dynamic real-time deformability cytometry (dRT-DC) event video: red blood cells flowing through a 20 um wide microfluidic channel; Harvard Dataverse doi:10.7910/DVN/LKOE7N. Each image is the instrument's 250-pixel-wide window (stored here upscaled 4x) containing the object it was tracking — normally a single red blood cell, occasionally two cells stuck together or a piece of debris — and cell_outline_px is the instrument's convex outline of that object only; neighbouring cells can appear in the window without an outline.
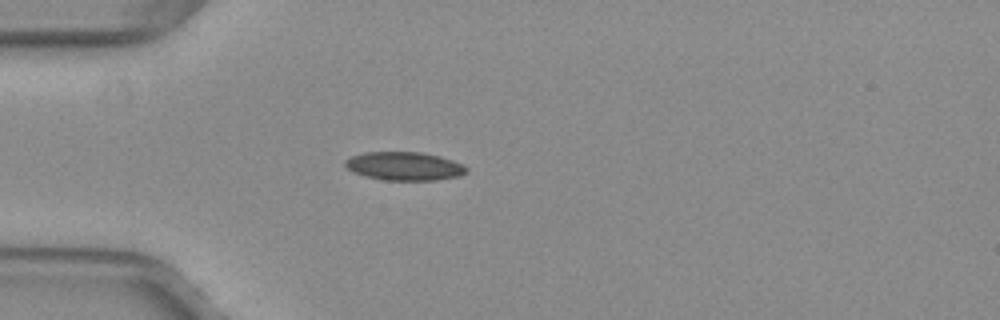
{"species": "common noctule bat (a hibernating species)", "species_latin": "Nyctalus noctula", "temperature_condition": "warm", "stored_images_in_passage": 38, "camera_frame_rate_fps": 3000, "um_per_image_px": 0.085, "animal": {"sex": "female", "body_mass_g": 29.2, "forearm_length_mm": 56.3}, "frame": {"image": 1, "passage_image": 1, "time_ms": 0.0, "image_size_px": [1000, 320], "cell_outline_px": [[468, 172], [460, 176], [436, 180], [384, 180], [364, 176], [352, 172], [344, 164], [344, 160], [352, 156], [364, 152], [420, 152], [440, 156], [464, 164], [468, 168]], "centroid_in_image_um": [34.38, 14.12], "position_along_channel_um": 50.6, "area_um2": 20.29}}
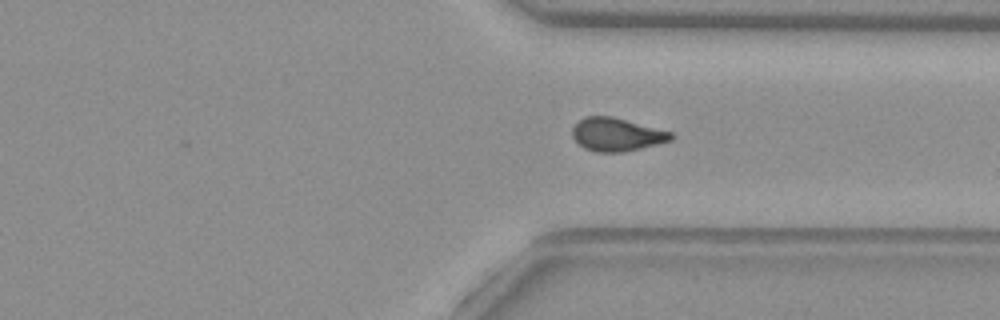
{"frame": {"image": 2, "passage_image": 25, "time_ms": 8.0, "image_size_px": [1000, 320], "cell_outline_px": [[676, 136], [672, 140], [624, 152], [596, 152], [584, 148], [572, 136], [572, 128], [584, 116], [612, 116], [672, 132]], "centroid_in_image_um": [52.42, 11.43], "position_along_channel_um": 359.0, "area_um2": 19.02}}
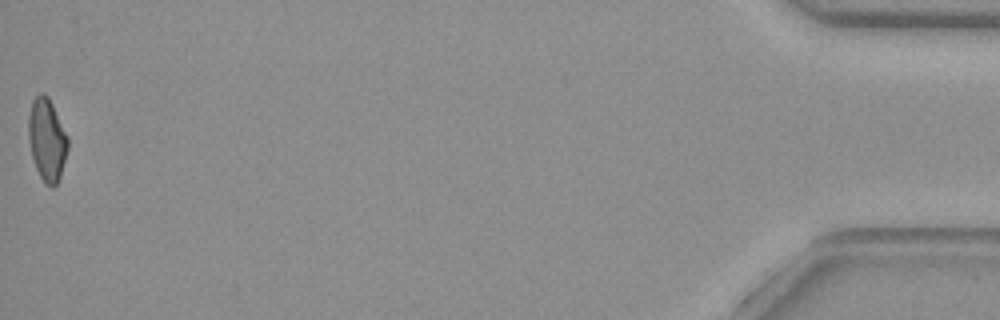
{"frame": {"image": 3, "passage_image": 38, "time_ms": 12.333, "image_size_px": [1000, 320], "cell_outline_px": [[68, 148], [60, 176], [56, 184], [52, 188], [44, 184], [36, 168], [32, 156], [28, 136], [28, 116], [32, 100], [40, 92], [44, 92], [48, 96], [68, 136]], "centroid_in_image_um": [3.98, 11.86], "position_along_channel_um": 431.2, "area_um2": 18.96}, "authors_computed_cell_mechanics": {"area_um2": 19.4497, "velocity_mm_per_s": 4.0118, "shape_relaxation_time_tau1_ms": null, "shape_relaxation_time_tau2_ms": 4.2524, "deformation_change_tau1": null, "deformation_change_tau2": 0.094}}